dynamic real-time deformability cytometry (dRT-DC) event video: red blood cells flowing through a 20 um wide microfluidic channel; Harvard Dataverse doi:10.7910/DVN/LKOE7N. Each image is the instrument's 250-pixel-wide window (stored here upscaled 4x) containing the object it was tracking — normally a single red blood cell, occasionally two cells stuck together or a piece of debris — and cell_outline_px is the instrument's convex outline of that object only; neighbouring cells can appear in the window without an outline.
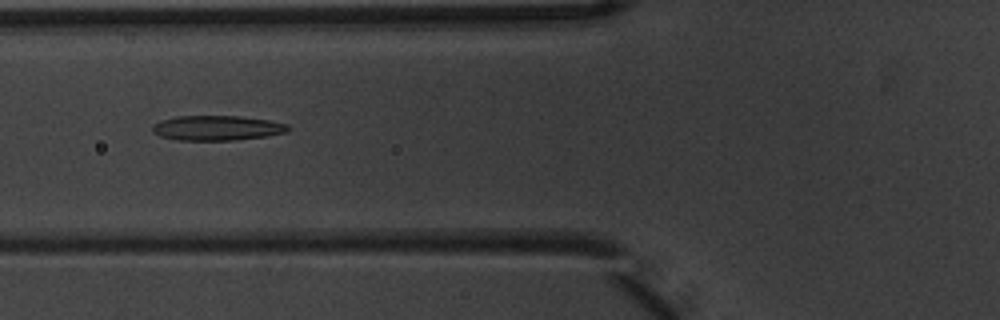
{"species": "common noctule bat (a hibernating species)", "species_latin": "Nyctalus noctula", "temperature_condition": "warm", "stored_images_in_passage": 6, "camera_frame_rate_fps": 3000, "um_per_image_px": 0.085, "animal": {"sex": "male", "body_mass_g": 20.1, "forearm_length_mm": 53.5}, "frame": {"image": 1, "passage_image": 4, "time_ms": 1.0, "image_size_px": [1000, 320], "cell_outline_px": [[292, 128], [288, 132], [264, 136], [236, 140], [176, 140], [160, 136], [152, 132], [152, 124], [160, 120], [176, 116], [240, 116], [268, 120], [288, 124]], "centroid_in_image_um": [18.43, 10.87], "position_along_channel_um": 107.4, "area_um2": 19.83}}
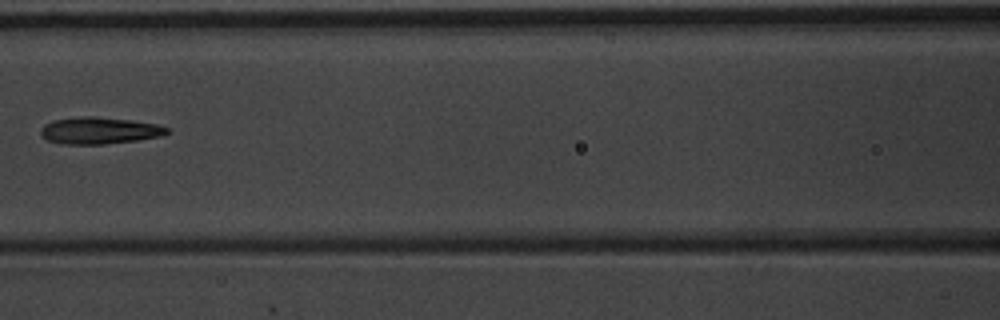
{"frame": {"image": 2, "passage_image": 5, "time_ms": 1.333, "image_size_px": [1000, 320], "cell_outline_px": [[172, 132], [160, 136], [136, 140], [104, 144], [60, 144], [48, 140], [40, 132], [40, 128], [44, 124], [52, 120], [80, 116], [96, 116], [132, 120], [156, 124], [168, 128]], "centroid_in_image_um": [8.43, 11.09], "position_along_channel_um": 158.2, "area_um2": 19.83}}
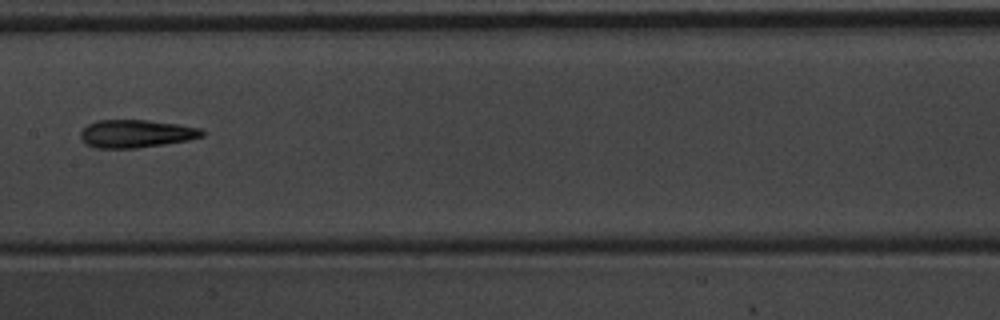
{"frame": {"image": 3, "passage_image": 6, "time_ms": 1.667, "image_size_px": [1000, 320], "cell_outline_px": [[204, 136], [188, 140], [164, 144], [136, 148], [92, 148], [84, 144], [80, 136], [80, 132], [88, 124], [96, 120], [148, 120], [176, 124], [200, 128], [204, 132]], "centroid_in_image_um": [11.52, 11.37], "position_along_channel_um": 195.9, "area_um2": 19.83}}